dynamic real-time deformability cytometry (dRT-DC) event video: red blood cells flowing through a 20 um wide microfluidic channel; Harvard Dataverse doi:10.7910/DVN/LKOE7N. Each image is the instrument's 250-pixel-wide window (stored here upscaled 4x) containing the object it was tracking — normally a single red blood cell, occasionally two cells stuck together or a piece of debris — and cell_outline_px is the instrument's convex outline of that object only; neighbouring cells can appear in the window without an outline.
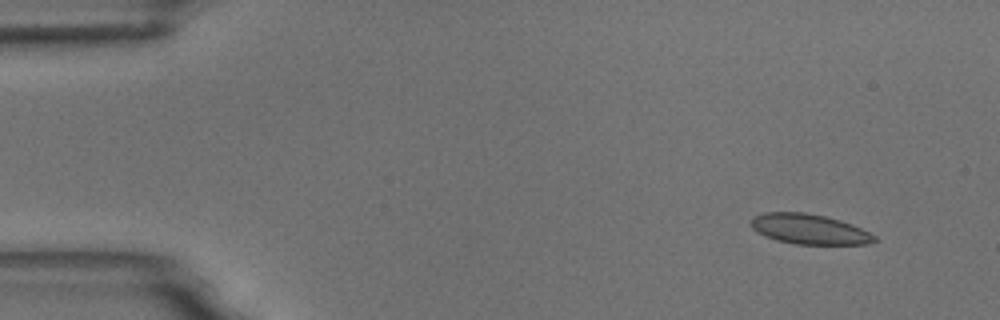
{"species": "common noctule bat (a hibernating species)", "species_latin": "Nyctalus noctula", "temperature_condition": "room temperature", "stored_images_in_passage": 4, "camera_frame_rate_fps": 3000, "um_per_image_px": 0.085, "animal": {"sex": "male", "body_mass_g": 18.8}, "frame": {"image": 1, "passage_image": 1, "time_ms": 0.0, "image_size_px": [1000, 320], "cell_outline_px": [[880, 240], [868, 244], [796, 244], [776, 240], [764, 236], [756, 232], [752, 228], [752, 216], [764, 212], [804, 212], [824, 216], [840, 220], [852, 224], [876, 236]], "centroid_in_image_um": [68.78, 19.48], "position_along_channel_um": 16.2, "area_um2": 21.73}}
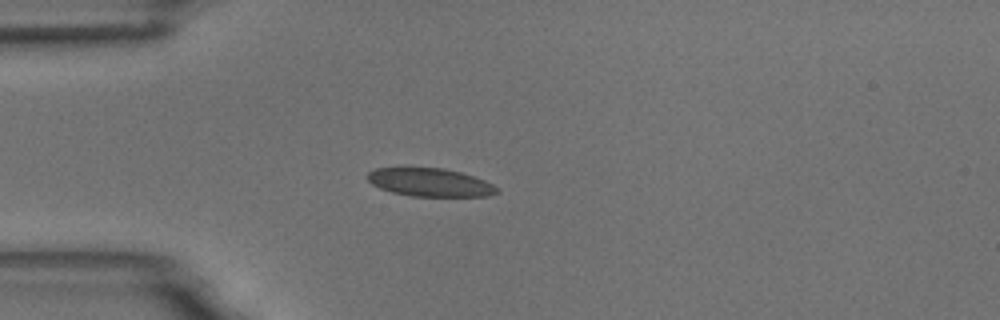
{"frame": {"image": 2, "passage_image": 4, "time_ms": 3.333, "image_size_px": [1000, 320], "cell_outline_px": [[500, 192], [488, 196], [412, 196], [392, 192], [380, 188], [372, 184], [364, 176], [368, 172], [376, 168], [444, 168], [460, 172], [484, 180], [500, 188]], "centroid_in_image_um": [36.55, 15.5], "position_along_channel_um": 48.4, "area_um2": 21.27}}